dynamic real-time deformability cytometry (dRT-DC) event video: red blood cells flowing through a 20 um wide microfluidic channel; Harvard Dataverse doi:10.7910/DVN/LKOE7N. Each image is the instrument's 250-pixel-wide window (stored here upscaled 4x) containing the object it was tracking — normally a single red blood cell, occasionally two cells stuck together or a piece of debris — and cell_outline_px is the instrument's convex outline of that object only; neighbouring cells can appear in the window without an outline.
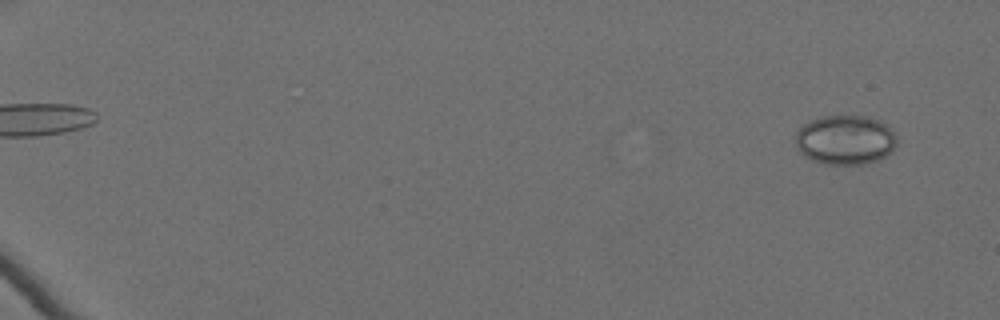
{"species": "Egyptian fruit bat (a non-hibernating species)", "species_latin": "Rousettus aegyptiacus", "temperature_condition": "cold", "stored_images_in_passage": 24, "camera_frame_rate_fps": 3000, "um_per_image_px": 0.085, "animal": {"sex": "female"}, "frame": {"image": 1, "passage_image": 4, "time_ms": 1.0, "image_size_px": [1000, 320], "cell_outline_px": [[896, 144], [892, 152], [876, 160], [864, 164], [824, 164], [812, 160], [804, 156], [796, 148], [796, 132], [804, 124], [812, 120], [824, 116], [868, 116], [880, 120], [892, 128], [896, 136]], "centroid_in_image_um": [71.86, 11.89], "position_along_channel_um": 13.1, "area_um2": 29.36}}